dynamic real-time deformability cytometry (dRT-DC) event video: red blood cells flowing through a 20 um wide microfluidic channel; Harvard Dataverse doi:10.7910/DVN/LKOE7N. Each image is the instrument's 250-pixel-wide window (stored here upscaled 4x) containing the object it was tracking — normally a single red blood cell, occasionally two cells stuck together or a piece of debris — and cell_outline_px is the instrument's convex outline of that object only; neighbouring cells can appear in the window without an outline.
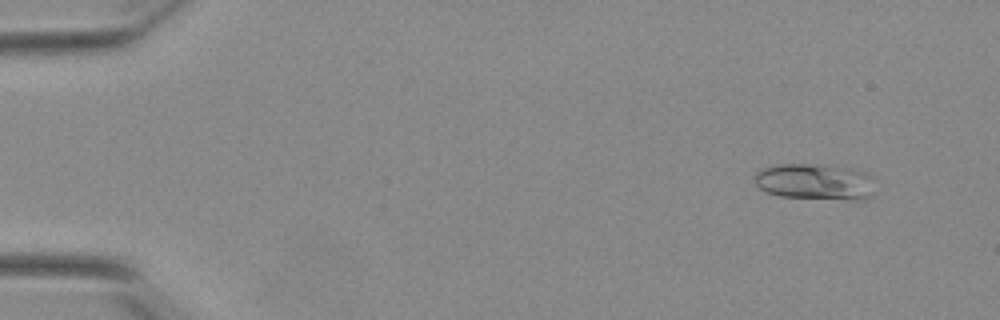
{"species": "Egyptian fruit bat (a non-hibernating species)", "species_latin": "Rousettus aegyptiacus", "temperature_condition": "warm", "stored_images_in_passage": 52, "camera_frame_rate_fps": 3000, "um_per_image_px": 0.085, "animal": {"sex": "female"}, "frame": {"image": 1, "passage_image": 4, "time_ms": 1.0, "image_size_px": [1000, 320], "cell_outline_px": [[876, 192], [872, 196], [864, 200], [852, 200], [780, 196], [768, 192], [760, 188], [756, 184], [752, 176], [756, 172], [764, 168], [780, 164], [820, 164], [864, 172], [872, 176]], "centroid_in_image_um": [69.31, 15.46], "position_along_channel_um": 15.7, "area_um2": 25.55}}
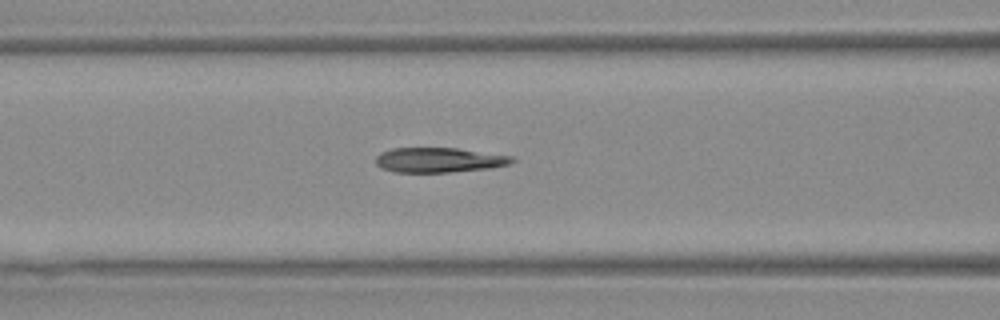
{"frame": {"image": 2, "passage_image": 22, "time_ms": 7.0, "image_size_px": [1000, 320], "cell_outline_px": [[516, 160], [508, 164], [488, 168], [448, 172], [392, 172], [380, 168], [376, 164], [376, 156], [380, 152], [392, 148], [456, 148], [512, 156]], "centroid_in_image_um": [37.25, 13.6], "position_along_channel_um": 129.3, "area_um2": 19.65}}
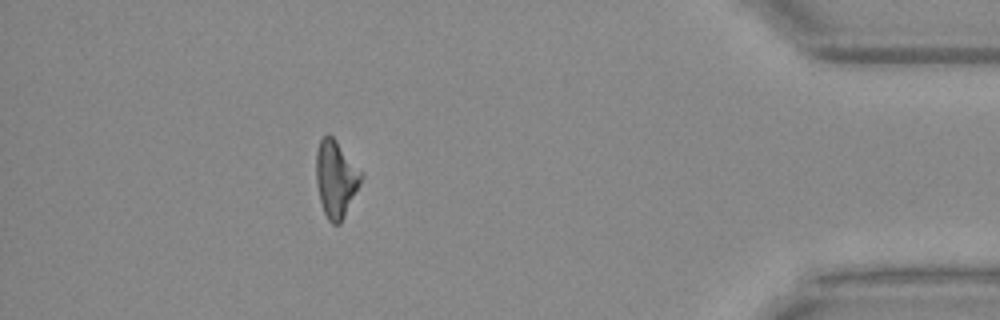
{"frame": {"image": 3, "passage_image": 47, "time_ms": 15.333, "image_size_px": [1000, 320], "cell_outline_px": [[364, 176], [340, 224], [332, 224], [328, 220], [324, 212], [320, 200], [316, 180], [316, 152], [320, 140], [328, 132], [336, 140]], "centroid_in_image_um": [28.53, 15.19], "position_along_channel_um": 406.7, "area_um2": 19.83}, "authors_computed_cell_mechanics": {"area_um2": 20.6924, "velocity_mm_per_s": 3.8737, "shape_relaxation_time_tau1_ms": null, "shape_relaxation_time_tau2_ms": 3.2278, "deformation_change_tau1": null, "deformation_change_tau2": 0.1166}}